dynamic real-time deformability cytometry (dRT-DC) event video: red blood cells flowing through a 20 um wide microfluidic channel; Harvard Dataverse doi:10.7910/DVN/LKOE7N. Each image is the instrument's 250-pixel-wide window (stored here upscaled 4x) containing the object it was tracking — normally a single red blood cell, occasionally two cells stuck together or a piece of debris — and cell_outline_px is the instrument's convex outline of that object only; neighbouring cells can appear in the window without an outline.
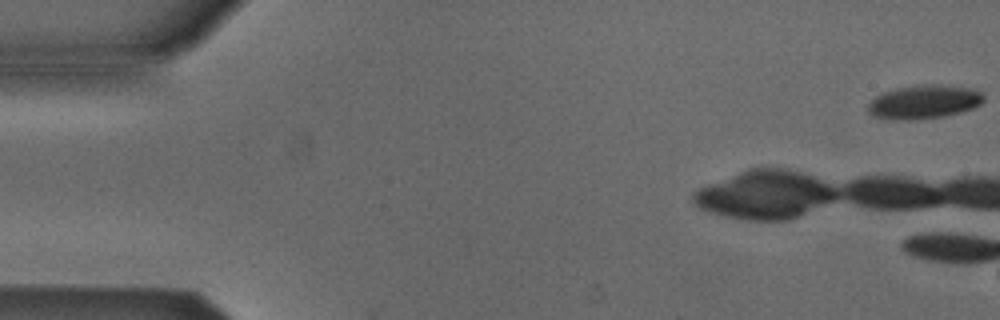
{"species": "Egyptian fruit bat (a non-hibernating species)", "species_latin": "Rousettus aegyptiacus", "temperature_condition": "cold", "stored_images_in_passage": 5, "camera_frame_rate_fps": 3000, "um_per_image_px": 0.085, "animal": {"sex": "male"}, "frame": {"image": 1, "passage_image": 1, "time_ms": 0.0, "image_size_px": [1000, 320], "cell_outline_px": [[984, 100], [980, 104], [972, 108], [960, 112], [944, 116], [912, 120], [900, 120], [872, 116], [868, 112], [868, 104], [876, 96], [884, 92], [896, 88], [924, 84], [936, 84], [976, 88], [984, 96]], "centroid_in_image_um": [78.56, 8.65], "position_along_channel_um": 6.4, "area_um2": 22.77}}